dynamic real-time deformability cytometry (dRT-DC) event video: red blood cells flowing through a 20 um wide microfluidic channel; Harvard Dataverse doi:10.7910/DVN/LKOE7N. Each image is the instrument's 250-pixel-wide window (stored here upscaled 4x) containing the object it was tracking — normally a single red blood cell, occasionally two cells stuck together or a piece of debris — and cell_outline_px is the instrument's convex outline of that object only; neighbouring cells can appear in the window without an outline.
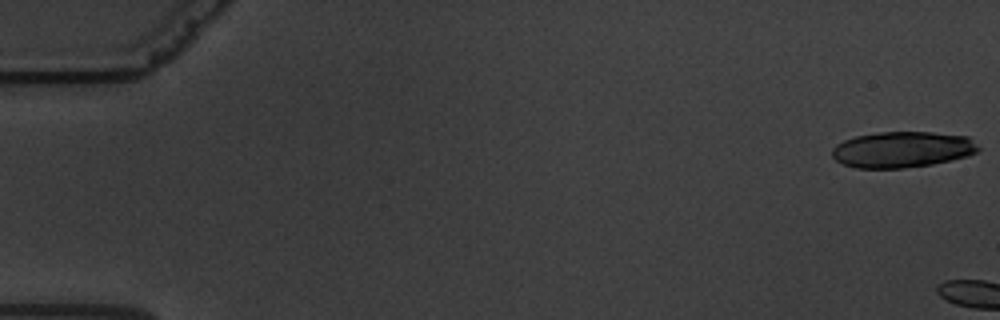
{"species": "common noctule bat (a hibernating species)", "species_latin": "Nyctalus noctula", "temperature_condition": "warm", "stored_images_in_passage": 4, "camera_frame_rate_fps": 3000, "um_per_image_px": 0.085, "animal": {"sex": "male", "body_mass_g": 19.5, "forearm_length_mm": 54.6}, "frame": {"image": 1, "passage_image": 1, "time_ms": 0.0, "image_size_px": [1000, 320], "cell_outline_px": [[980, 148], [976, 152], [968, 156], [952, 160], [932, 164], [904, 168], [856, 168], [844, 164], [836, 160], [832, 156], [832, 148], [836, 144], [844, 140], [856, 136], [880, 132], [932, 132], [968, 136]], "centroid_in_image_um": [76.7, 12.71], "position_along_channel_um": 8.3, "area_um2": 30.69}}